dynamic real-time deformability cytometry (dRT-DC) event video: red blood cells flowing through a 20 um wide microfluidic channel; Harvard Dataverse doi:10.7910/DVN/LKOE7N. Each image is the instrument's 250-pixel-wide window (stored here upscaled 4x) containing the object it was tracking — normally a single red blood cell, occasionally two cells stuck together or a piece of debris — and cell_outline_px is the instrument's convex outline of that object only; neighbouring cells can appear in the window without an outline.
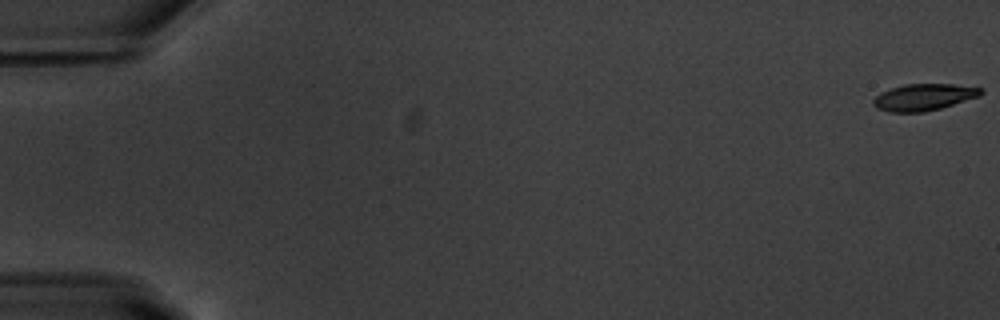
{"species": "common noctule bat (a hibernating species)", "species_latin": "Nyctalus noctula", "temperature_condition": "warm", "stored_images_in_passage": 17, "camera_frame_rate_fps": 3000, "um_per_image_px": 0.085, "animal": {"sex": "male", "body_mass_g": 20.1, "forearm_length_mm": 53.5}, "frame": {"image": 1, "passage_image": 1, "time_ms": 0.0, "image_size_px": [1000, 320], "cell_outline_px": [[984, 92], [980, 96], [940, 108], [924, 112], [888, 112], [876, 108], [872, 104], [872, 100], [880, 92], [904, 84], [952, 84], [984, 88]], "centroid_in_image_um": [78.51, 8.26], "position_along_channel_um": 6.5, "area_um2": 16.82}}
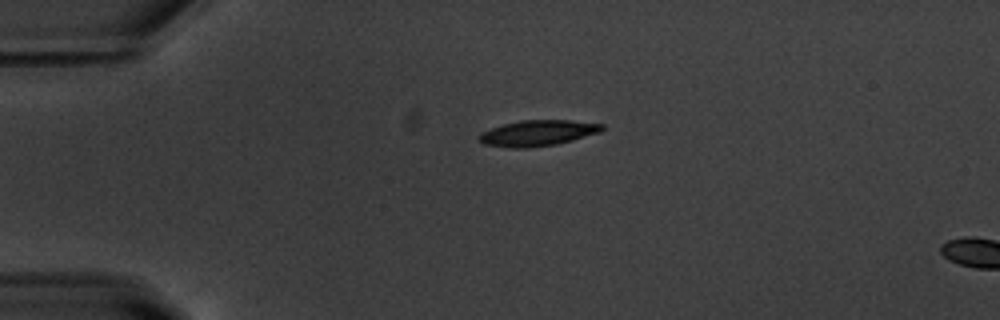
{"frame": {"image": 2, "passage_image": 14, "time_ms": 4.333, "image_size_px": [1000, 320], "cell_outline_px": [[604, 128], [600, 132], [572, 140], [556, 144], [528, 148], [512, 148], [484, 144], [476, 136], [480, 132], [504, 124], [520, 120], [572, 120], [604, 124]], "centroid_in_image_um": [45.7, 11.3], "position_along_channel_um": 39.3, "area_um2": 18.5}}